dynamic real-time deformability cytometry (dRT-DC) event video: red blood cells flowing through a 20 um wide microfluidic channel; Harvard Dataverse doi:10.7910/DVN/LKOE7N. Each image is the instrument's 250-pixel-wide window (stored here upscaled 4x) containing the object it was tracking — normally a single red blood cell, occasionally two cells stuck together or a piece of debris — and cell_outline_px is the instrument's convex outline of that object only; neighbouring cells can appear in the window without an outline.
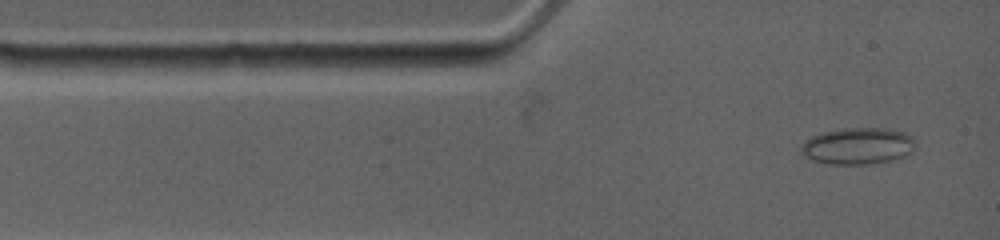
{"species": "common noctule bat (a hibernating species)", "species_latin": "Nyctalus noctula", "temperature_condition": "warm", "stored_images_in_passage": 11, "camera_frame_rate_fps": 4500, "um_per_image_px": 0.085, "animal": {"sex": "female", "body_mass_g": 19.0, "forearm_length_mm": 53.3}, "frame": {"image": 1, "passage_image": 2, "time_ms": 0.444, "image_size_px": [1000, 240], "cell_outline_px": [[912, 148], [904, 156], [872, 164], [828, 164], [812, 160], [804, 156], [800, 152], [800, 148], [804, 140], [820, 132], [844, 128], [888, 128], [904, 132], [912, 136]], "centroid_in_image_um": [72.83, 12.4], "position_along_channel_um": 12.2, "area_um2": 24.33}}
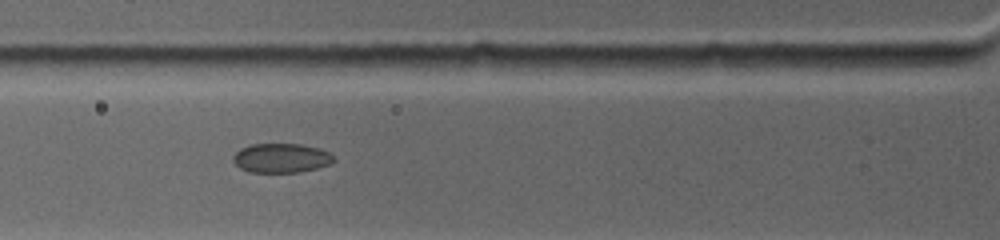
{"frame": {"image": 2, "passage_image": 10, "time_ms": 3.556, "image_size_px": [1000, 240], "cell_outline_px": [[336, 160], [332, 164], [300, 172], [248, 172], [240, 168], [232, 160], [232, 156], [240, 148], [248, 144], [300, 144], [320, 148], [328, 152]], "centroid_in_image_um": [23.89, 13.43], "position_along_channel_um": 101.9, "area_um2": 17.34}}
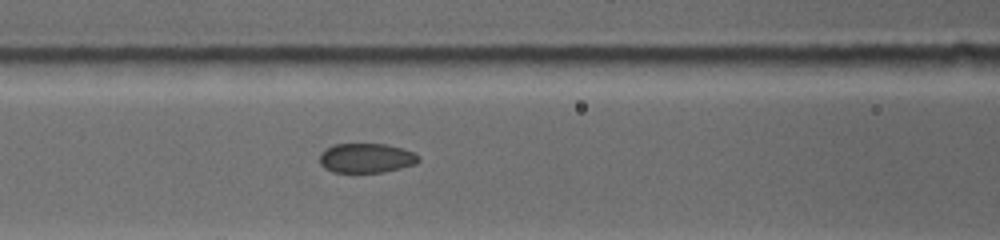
{"frame": {"image": 3, "passage_image": 11, "time_ms": 4.444, "image_size_px": [1000, 240], "cell_outline_px": [[420, 160], [416, 164], [384, 172], [332, 172], [324, 168], [320, 164], [320, 152], [332, 144], [384, 144], [404, 148], [420, 156]], "centroid_in_image_um": [31.13, 13.43], "position_along_channel_um": 135.5, "area_um2": 17.17}}